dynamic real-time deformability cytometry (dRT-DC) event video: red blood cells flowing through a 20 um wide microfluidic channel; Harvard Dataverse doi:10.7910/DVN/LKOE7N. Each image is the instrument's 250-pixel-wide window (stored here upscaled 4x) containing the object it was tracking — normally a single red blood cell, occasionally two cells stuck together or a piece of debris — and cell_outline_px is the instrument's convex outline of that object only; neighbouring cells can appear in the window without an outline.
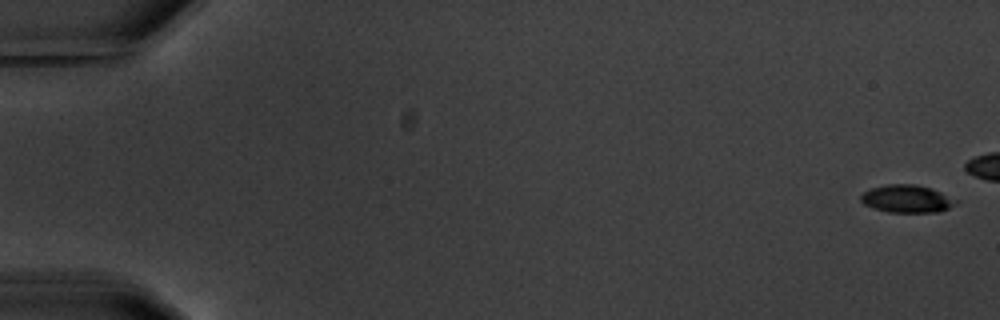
{"species": "common noctule bat (a hibernating species)", "species_latin": "Nyctalus noctula", "temperature_condition": "warm", "stored_images_in_passage": 6, "camera_frame_rate_fps": 3000, "um_per_image_px": 0.085, "animal": {"sex": "male", "body_mass_g": 20.1, "forearm_length_mm": 53.5}, "frame": {"image": 1, "passage_image": 1, "time_ms": 0.0, "image_size_px": [1000, 320], "cell_outline_px": [[960, 200], [956, 204], [940, 212], [888, 212], [864, 204], [860, 200], [860, 196], [864, 192], [872, 188], [888, 184], [916, 184], [932, 188]], "centroid_in_image_um": [77.14, 16.89], "position_along_channel_um": 7.9, "area_um2": 15.37}}
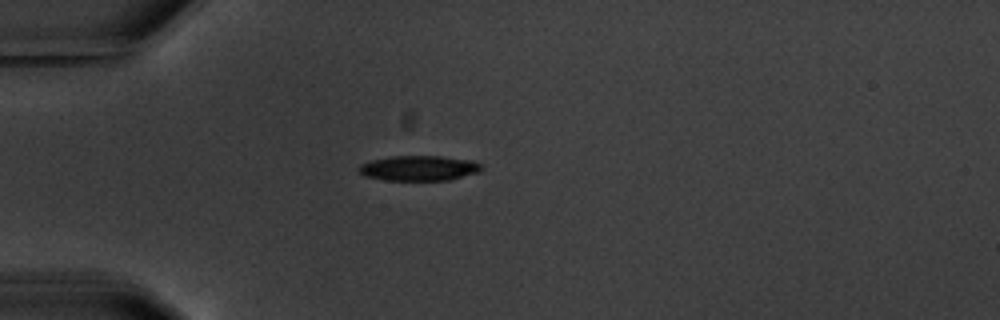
{"frame": {"image": 2, "passage_image": 6, "time_ms": 7.0, "image_size_px": [1000, 320], "cell_outline_px": [[480, 172], [452, 180], [384, 180], [364, 176], [356, 168], [360, 164], [372, 160], [392, 156], [440, 156], [472, 160], [480, 164]], "centroid_in_image_um": [35.6, 14.3], "position_along_channel_um": 49.4, "area_um2": 18.03}}